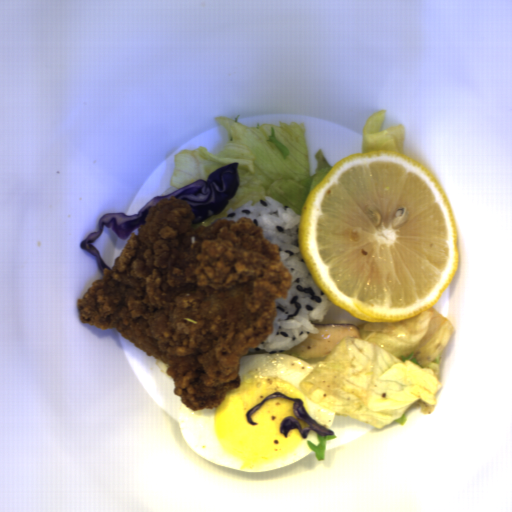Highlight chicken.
Here are the masks:
<instances>
[{
	"instance_id": "ae283196",
	"label": "chicken",
	"mask_w": 512,
	"mask_h": 512,
	"mask_svg": "<svg viewBox=\"0 0 512 512\" xmlns=\"http://www.w3.org/2000/svg\"><path fill=\"white\" fill-rule=\"evenodd\" d=\"M194 219L184 199H157L75 305L81 323L116 329L167 364L173 394L198 412L240 387L241 357L274 333L276 299L289 298L293 279L249 216Z\"/></svg>"
}]
</instances>
